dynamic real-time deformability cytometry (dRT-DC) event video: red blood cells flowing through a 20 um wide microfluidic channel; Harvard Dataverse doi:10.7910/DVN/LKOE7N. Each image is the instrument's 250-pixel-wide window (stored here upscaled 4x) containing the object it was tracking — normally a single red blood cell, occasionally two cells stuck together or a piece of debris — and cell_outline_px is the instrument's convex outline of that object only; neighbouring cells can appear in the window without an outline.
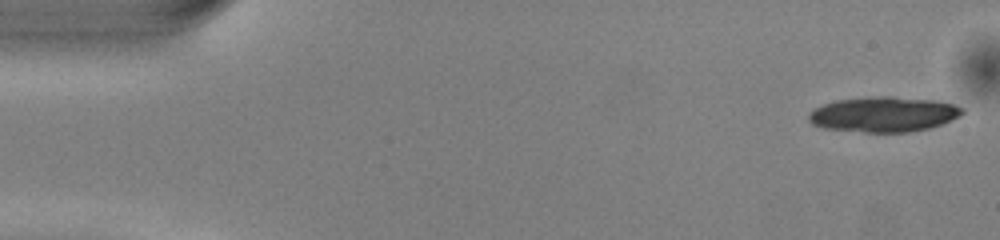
{"species": "common noctule bat (a hibernating species)", "species_latin": "Nyctalus noctula", "temperature_condition": "warm", "stored_images_in_passage": 50, "camera_frame_rate_fps": 3000, "um_per_image_px": 0.085, "animal": {"sex": "male", "body_mass_g": 13.0, "forearm_length_mm": 53.1}, "frame": {"image": 1, "passage_image": 1, "time_ms": 0.0, "image_size_px": [1000, 240], "cell_outline_px": [[964, 112], [960, 116], [952, 120], [928, 128], [908, 132], [864, 132], [824, 128], [812, 124], [808, 120], [808, 112], [824, 104], [836, 100], [880, 96], [892, 96], [936, 100], [952, 104], [964, 108]], "centroid_in_image_um": [75.11, 9.71], "position_along_channel_um": 9.9, "area_um2": 31.44}}
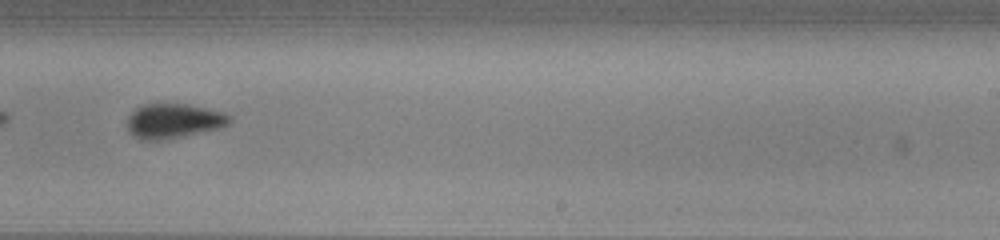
{"frame": {"image": 2, "passage_image": 31, "time_ms": 10.0, "image_size_px": [1000, 240], "cell_outline_px": [[232, 120], [228, 124], [220, 128], [160, 140], [144, 140], [136, 136], [128, 128], [128, 116], [140, 104], [188, 104], [220, 112], [232, 116]], "centroid_in_image_um": [14.76, 10.26], "position_along_channel_um": 274.2, "area_um2": 20.23}}
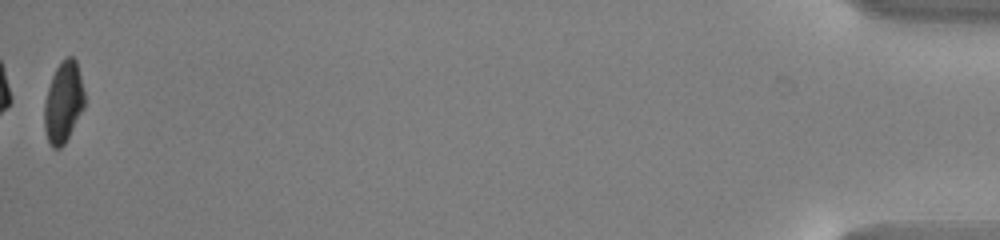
{"frame": {"image": 3, "passage_image": 50, "time_ms": 16.333, "image_size_px": [1000, 240], "cell_outline_px": [[84, 108], [64, 144], [60, 148], [52, 148], [48, 140], [44, 128], [44, 104], [48, 88], [52, 76], [56, 68], [68, 56], [72, 56], [76, 60], [84, 92]], "centroid_in_image_um": [5.38, 8.71], "position_along_channel_um": 429.8, "area_um2": 18.73}, "authors_computed_cell_mechanics": {"area_um2": 21.097, "velocity_mm_per_s": 4.0547, "shape_relaxation_time_tau1_ms": 2.9719, "shape_relaxation_time_tau2_ms": 7.3539, "deformation_change_tau1": 0.1253, "deformation_change_tau2": 0.1319}}